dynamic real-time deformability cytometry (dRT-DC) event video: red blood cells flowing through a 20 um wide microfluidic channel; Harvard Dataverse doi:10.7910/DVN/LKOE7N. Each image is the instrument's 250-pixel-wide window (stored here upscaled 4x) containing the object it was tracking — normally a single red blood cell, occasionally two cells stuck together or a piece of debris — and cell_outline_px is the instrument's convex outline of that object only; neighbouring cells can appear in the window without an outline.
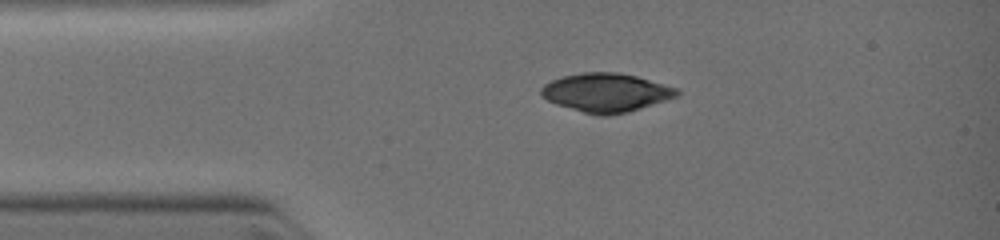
{"species": "common noctule bat (a hibernating species)", "species_latin": "Nyctalus noctula", "temperature_condition": "warm", "stored_images_in_passage": 4, "camera_frame_rate_fps": 3000, "um_per_image_px": 0.085, "animal": {"sex": "female", "body_mass_g": 19.0, "forearm_length_mm": 51.5}, "frame": {"image": 1, "passage_image": 2, "time_ms": 0.667, "image_size_px": [1000, 240], "cell_outline_px": [[680, 92], [676, 96], [628, 112], [608, 116], [596, 116], [556, 104], [540, 96], [540, 88], [544, 84], [552, 80], [564, 76], [584, 72], [620, 72], [636, 76], [676, 88]], "centroid_in_image_um": [51.46, 7.87], "position_along_channel_um": 33.5, "area_um2": 30.4}}